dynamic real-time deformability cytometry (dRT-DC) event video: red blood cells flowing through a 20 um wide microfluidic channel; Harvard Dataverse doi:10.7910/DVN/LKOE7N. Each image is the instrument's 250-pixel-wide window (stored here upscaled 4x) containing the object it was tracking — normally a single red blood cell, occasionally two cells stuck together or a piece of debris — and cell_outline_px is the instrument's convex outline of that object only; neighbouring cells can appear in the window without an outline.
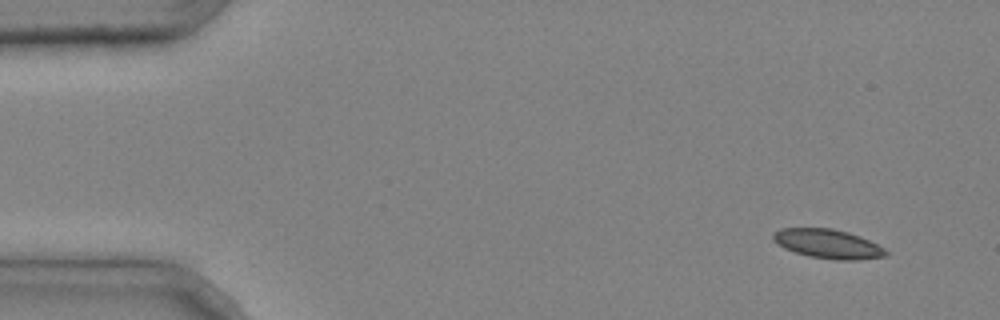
{"species": "common noctule bat (a hibernating species)", "species_latin": "Nyctalus noctula", "temperature_condition": "cold", "stored_images_in_passage": 4, "camera_frame_rate_fps": 3000, "um_per_image_px": 0.085, "animal": {"sex": "male", "body_mass_g": 20.4}, "frame": {"image": 1, "passage_image": 1, "time_ms": 0.0, "image_size_px": [1000, 320], "cell_outline_px": [[888, 252], [884, 256], [856, 260], [836, 260], [808, 256], [784, 248], [772, 240], [772, 232], [780, 228], [832, 228], [848, 232], [860, 236], [884, 248]], "centroid_in_image_um": [70.32, 20.72], "position_along_channel_um": 14.7, "area_um2": 19.13}}